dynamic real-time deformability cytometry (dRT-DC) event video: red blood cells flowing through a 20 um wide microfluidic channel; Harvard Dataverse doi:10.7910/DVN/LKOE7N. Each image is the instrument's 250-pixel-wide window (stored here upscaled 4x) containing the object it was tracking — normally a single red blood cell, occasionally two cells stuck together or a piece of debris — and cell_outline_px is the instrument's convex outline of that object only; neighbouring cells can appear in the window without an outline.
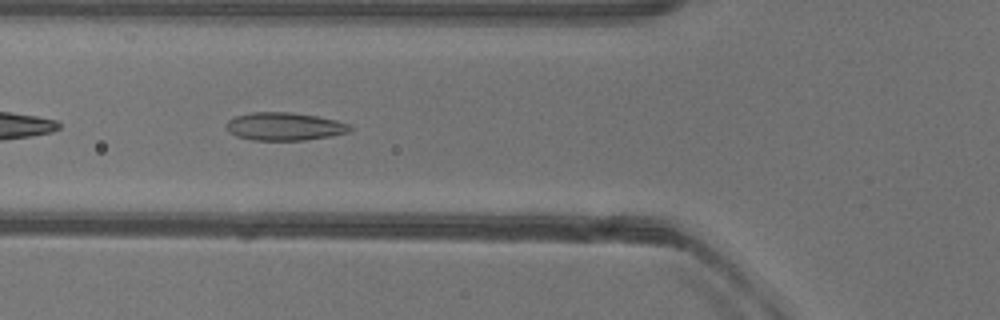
{"species": "common noctule bat (a hibernating species)", "species_latin": "Nyctalus noctula", "temperature_condition": "warm", "stored_images_in_passage": 34, "camera_frame_rate_fps": 3000, "um_per_image_px": 0.085, "animal": {"sex": "female"}, "frame": {"image": 1, "passage_image": 5, "time_ms": 1.333, "image_size_px": [1000, 320], "cell_outline_px": [[352, 128], [348, 132], [332, 136], [304, 140], [252, 140], [236, 136], [228, 132], [224, 124], [228, 120], [236, 116], [252, 112], [288, 112], [316, 116], [336, 120], [348, 124]], "centroid_in_image_um": [24.13, 10.75], "position_along_channel_um": 101.7, "area_um2": 20.17}}
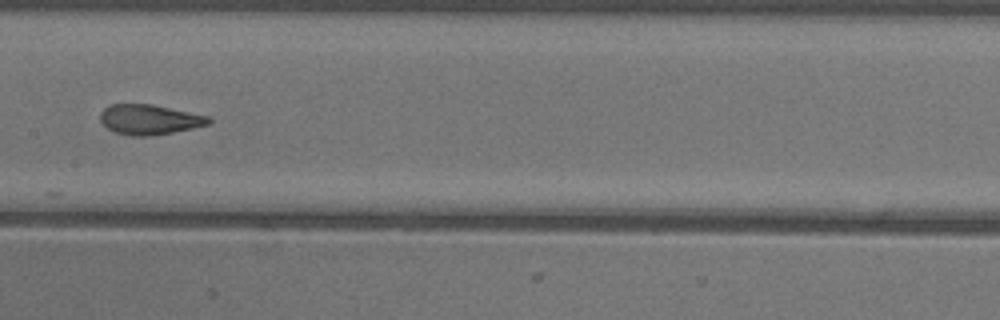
{"frame": {"image": 2, "passage_image": 12, "time_ms": 3.667, "image_size_px": [1000, 320], "cell_outline_px": [[212, 124], [172, 132], [148, 136], [132, 136], [112, 132], [100, 120], [100, 112], [108, 104], [152, 104], [208, 116], [212, 120]], "centroid_in_image_um": [12.68, 10.16], "position_along_channel_um": 194.7, "area_um2": 19.02}}
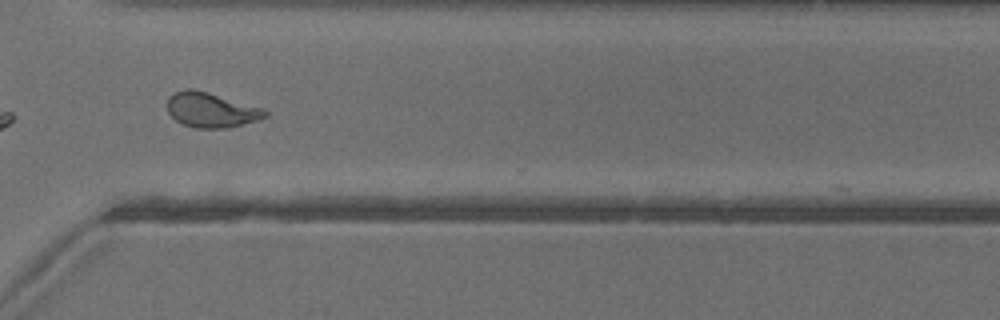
{"frame": {"image": 3, "passage_image": 24, "time_ms": 7.667, "image_size_px": [1000, 320], "cell_outline_px": [[268, 116], [256, 120], [228, 128], [196, 128], [184, 124], [176, 120], [168, 112], [168, 96], [176, 92], [188, 88], [192, 88], [208, 92], [264, 108], [268, 112]], "centroid_in_image_um": [17.96, 9.34], "position_along_channel_um": 352.6, "area_um2": 19.77}, "authors_computed_cell_mechanics": {"area_um2": 19.6809, "velocity_mm_per_s": 3.9611, "shape_relaxation_time_tau1_ms": 6.1412, "shape_relaxation_time_tau2_ms": 1.0886, "deformation_change_tau1": 0.1923, "deformation_change_tau2": 0.083}}